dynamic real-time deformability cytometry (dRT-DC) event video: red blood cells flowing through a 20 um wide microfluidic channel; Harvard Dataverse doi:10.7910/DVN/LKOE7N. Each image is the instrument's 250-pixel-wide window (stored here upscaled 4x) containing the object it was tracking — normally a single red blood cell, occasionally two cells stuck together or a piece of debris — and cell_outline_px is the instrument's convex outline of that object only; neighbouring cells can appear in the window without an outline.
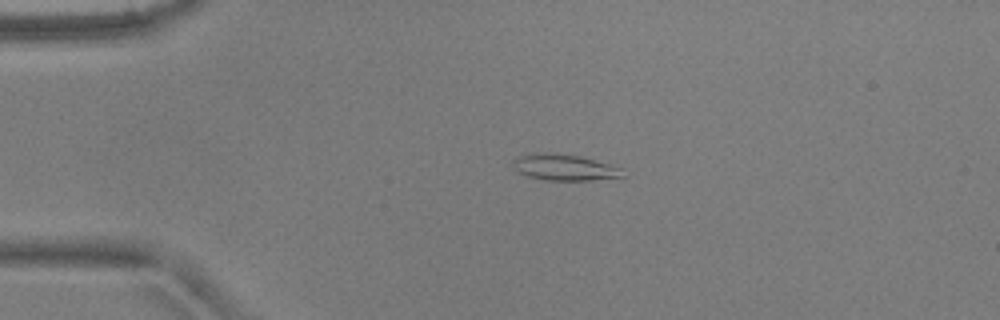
{"species": "common noctule bat (a hibernating species)", "species_latin": "Nyctalus noctula", "temperature_condition": "warm", "stored_images_in_passage": 2, "camera_frame_rate_fps": 3000, "um_per_image_px": 0.085, "animal": {"sex": "male", "body_mass_g": 17.9, "forearm_length_mm": 54.2}, "frame": {"image": 1, "passage_image": 1, "time_ms": 0.0, "image_size_px": [1000, 320], "cell_outline_px": [[624, 176], [592, 180], [544, 180], [528, 176], [512, 168], [512, 160], [520, 156], [544, 152], [580, 156], [608, 164], [620, 168]], "centroid_in_image_um": [47.92, 14.23], "position_along_channel_um": 37.1, "area_um2": 16.42}}